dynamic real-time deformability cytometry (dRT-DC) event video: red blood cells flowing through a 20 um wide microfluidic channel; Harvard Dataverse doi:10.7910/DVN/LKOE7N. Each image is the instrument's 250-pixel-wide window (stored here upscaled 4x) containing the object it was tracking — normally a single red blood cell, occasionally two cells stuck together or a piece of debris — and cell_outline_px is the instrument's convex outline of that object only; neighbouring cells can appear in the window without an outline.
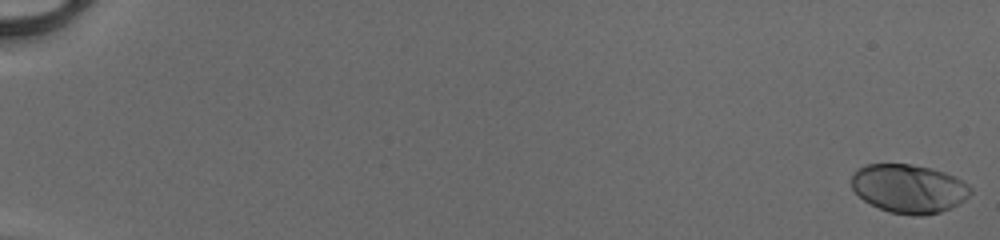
{"species": "human", "species_latin": "Homo sapiens", "temperature_condition": "cold", "stored_images_in_passage": 53, "camera_frame_rate_fps": 3000, "um_per_image_px": 0.085, "donor": {"sex": "male"}, "frame": {"image": 1, "passage_image": 1, "time_ms": 0.0, "image_size_px": [1000, 240], "cell_outline_px": [[972, 192], [964, 200], [940, 212], [924, 216], [912, 216], [888, 212], [864, 200], [852, 188], [852, 172], [856, 168], [868, 164], [908, 164], [932, 168], [956, 176], [968, 184], [972, 188]], "centroid_in_image_um": [77.25, 16.02], "position_along_channel_um": 7.7, "area_um2": 33.87}}
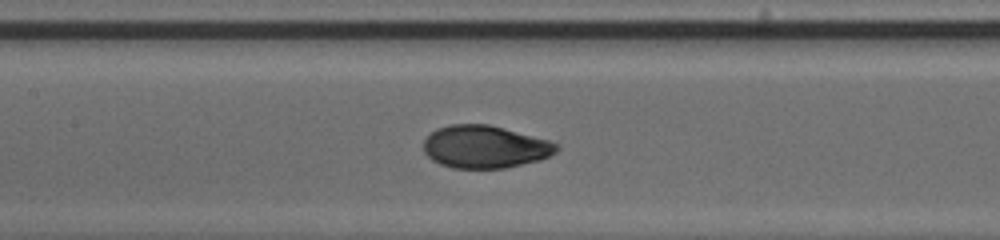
{"frame": {"image": 2, "passage_image": 28, "time_ms": 9.0, "image_size_px": [1000, 240], "cell_outline_px": [[560, 148], [556, 152], [540, 160], [504, 168], [452, 168], [440, 164], [432, 160], [424, 152], [424, 140], [436, 128], [448, 124], [488, 124], [552, 140], [560, 144]], "centroid_in_image_um": [41.25, 12.47], "position_along_channel_um": 166.2, "area_um2": 33.29}}
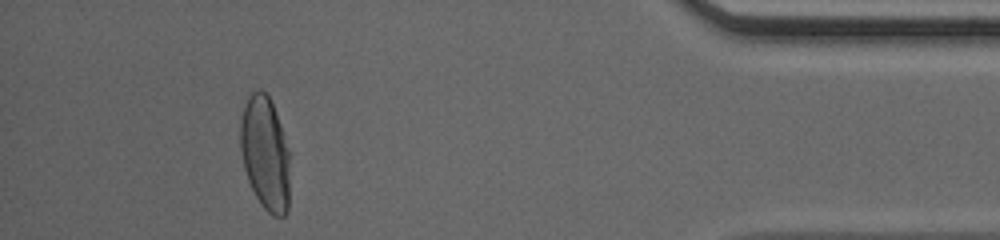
{"frame": {"image": 3, "passage_image": 49, "time_ms": 16.0, "image_size_px": [1000, 240], "cell_outline_px": [[288, 212], [284, 216], [272, 216], [260, 204], [248, 180], [244, 168], [240, 148], [240, 120], [244, 104], [248, 96], [252, 92], [260, 88], [268, 96], [276, 112], [288, 148]], "centroid_in_image_um": [22.52, 13.02], "position_along_channel_um": 412.7, "area_um2": 32.71}, "authors_computed_cell_mechanics": {"area_um2": 33.1772, "velocity_mm_per_s": 4.1374, "shape_relaxation_time_tau1_ms": 2.9676, "shape_relaxation_time_tau2_ms": null, "deformation_change_tau1": 0.1789, "deformation_change_tau2": null}}